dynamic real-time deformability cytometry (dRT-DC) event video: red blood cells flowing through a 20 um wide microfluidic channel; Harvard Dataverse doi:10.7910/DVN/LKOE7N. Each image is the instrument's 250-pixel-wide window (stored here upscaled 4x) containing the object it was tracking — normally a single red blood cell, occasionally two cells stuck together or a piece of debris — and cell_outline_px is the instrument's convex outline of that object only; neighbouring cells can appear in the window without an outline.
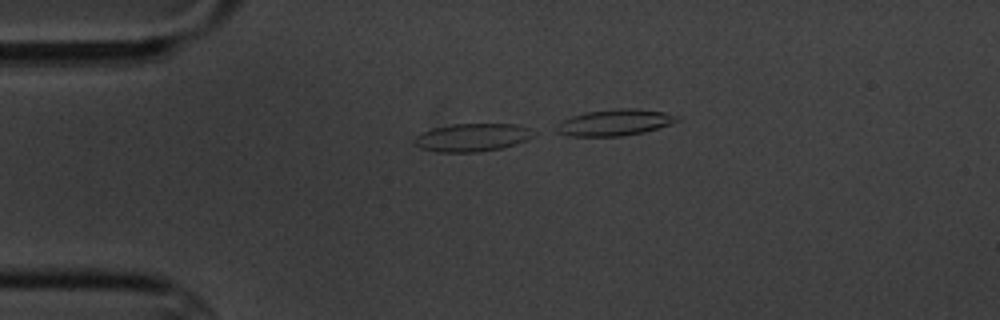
{"species": "common noctule bat (a hibernating species)", "species_latin": "Nyctalus noctula", "temperature_condition": "cold", "stored_images_in_passage": 9, "camera_frame_rate_fps": 3000, "um_per_image_px": 0.085, "animal": {"sex": "male", "body_mass_g": 20.1, "forearm_length_mm": 53.5}, "frame": {"image": 1, "passage_image": 4, "time_ms": 3.333, "image_size_px": [1000, 320], "cell_outline_px": [[536, 132], [528, 140], [516, 144], [500, 148], [476, 152], [436, 152], [420, 148], [412, 144], [412, 140], [416, 136], [432, 128], [452, 124], [516, 124], [528, 128]], "centroid_in_image_um": [40.11, 11.68], "position_along_channel_um": 44.9, "area_um2": 19.54}}
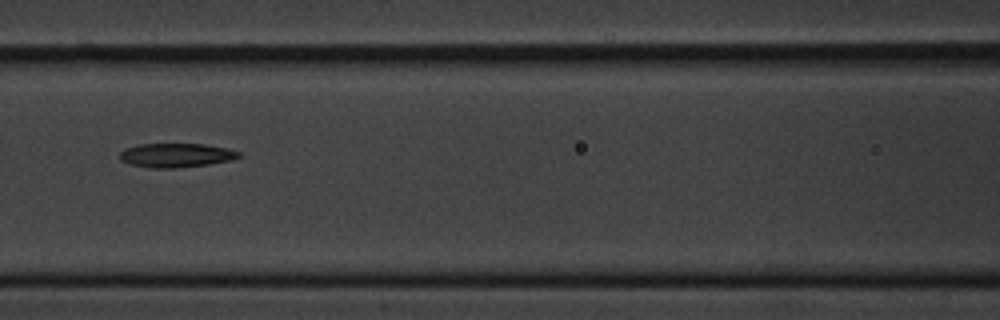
{"frame": {"image": 2, "passage_image": 8, "time_ms": 8.0, "image_size_px": [1000, 320], "cell_outline_px": [[244, 156], [232, 160], [208, 164], [176, 168], [148, 168], [128, 164], [120, 160], [120, 152], [124, 148], [140, 144], [204, 144], [228, 148], [240, 152]], "centroid_in_image_um": [14.98, 13.2], "position_along_channel_um": 151.6, "area_um2": 16.94}}
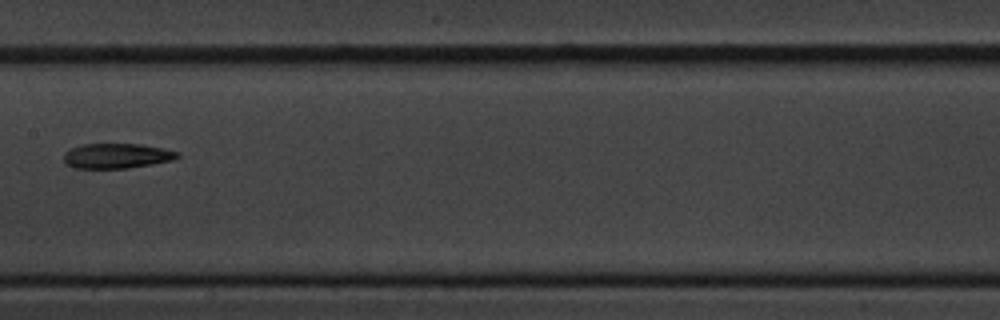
{"frame": {"image": 3, "passage_image": 9, "time_ms": 9.333, "image_size_px": [1000, 320], "cell_outline_px": [[180, 156], [172, 160], [152, 164], [128, 168], [76, 168], [64, 164], [64, 152], [80, 144], [140, 144], [164, 148], [180, 152]], "centroid_in_image_um": [9.92, 13.24], "position_along_channel_um": 197.5, "area_um2": 16.65}}